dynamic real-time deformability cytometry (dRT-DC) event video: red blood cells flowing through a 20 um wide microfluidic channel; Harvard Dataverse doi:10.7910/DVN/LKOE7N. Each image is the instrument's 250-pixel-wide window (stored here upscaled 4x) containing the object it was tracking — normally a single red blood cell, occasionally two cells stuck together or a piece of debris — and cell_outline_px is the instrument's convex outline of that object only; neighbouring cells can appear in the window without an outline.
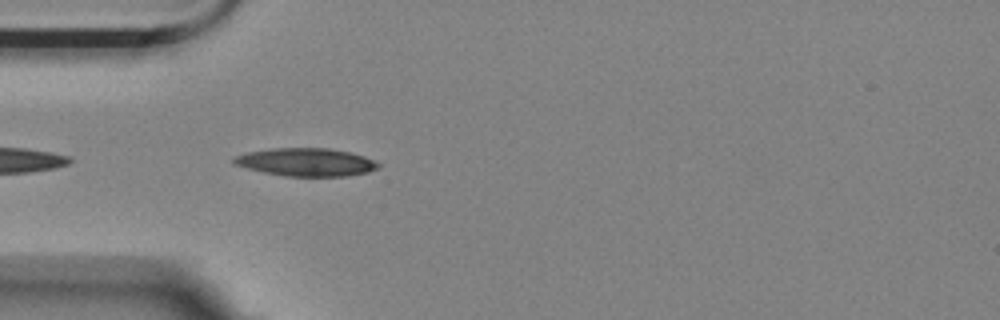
{"species": "Egyptian fruit bat (a non-hibernating species)", "species_latin": "Rousettus aegyptiacus", "temperature_condition": "room temperature", "stored_images_in_passage": 6, "camera_frame_rate_fps": 3000, "um_per_image_px": 0.085, "animal": {"sex": "female"}, "frame": {"image": 1, "passage_image": 2, "time_ms": 0.333, "image_size_px": [1000, 320], "cell_outline_px": [[380, 168], [368, 172], [348, 176], [284, 176], [264, 172], [232, 164], [232, 160], [236, 156], [248, 152], [276, 148], [328, 148], [348, 152], [364, 156], [380, 164]], "centroid_in_image_um": [26.03, 13.79], "position_along_channel_um": 59.0, "area_um2": 23.41}}